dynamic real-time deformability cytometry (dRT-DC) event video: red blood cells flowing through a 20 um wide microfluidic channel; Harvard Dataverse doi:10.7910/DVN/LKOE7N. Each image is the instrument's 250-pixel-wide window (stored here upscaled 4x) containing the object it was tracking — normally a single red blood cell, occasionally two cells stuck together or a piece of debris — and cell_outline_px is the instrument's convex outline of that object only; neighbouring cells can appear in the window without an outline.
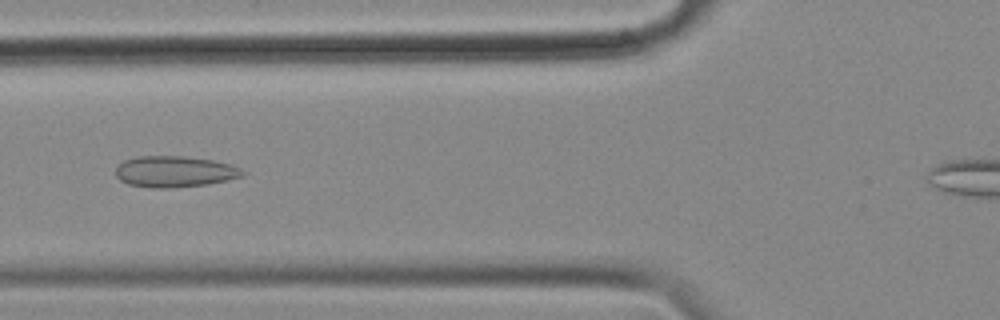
{"species": "common noctule bat (a hibernating species)", "species_latin": "Nyctalus noctula", "temperature_condition": "cold", "stored_images_in_passage": 49, "camera_frame_rate_fps": 3000, "um_per_image_px": 0.085, "animal": {"sex": "female", "body_mass_g": 18.4}, "frame": {"image": 1, "passage_image": 20, "time_ms": 6.333, "image_size_px": [1000, 320], "cell_outline_px": [[248, 172], [244, 176], [228, 180], [208, 184], [172, 188], [152, 188], [128, 184], [120, 180], [116, 176], [116, 168], [124, 160], [136, 156], [184, 156], [212, 160], [232, 164]], "centroid_in_image_um": [14.88, 14.59], "position_along_channel_um": 110.9, "area_um2": 23.29}}
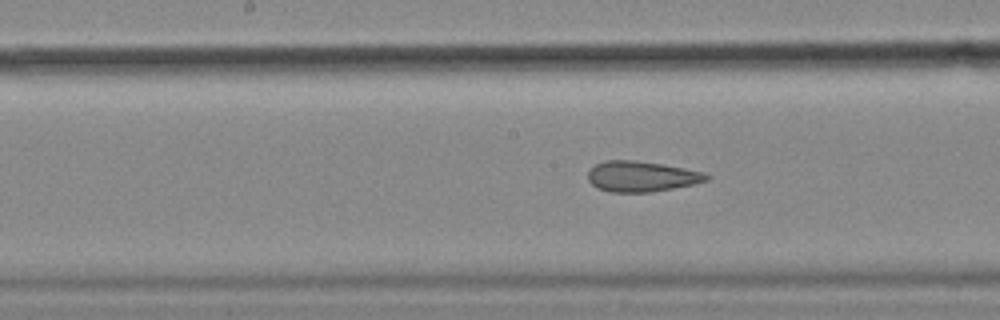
{"frame": {"image": 2, "passage_image": 27, "time_ms": 8.667, "image_size_px": [1000, 320], "cell_outline_px": [[712, 176], [708, 180], [696, 184], [648, 192], [608, 192], [596, 188], [588, 180], [588, 172], [596, 164], [604, 160], [632, 160], [664, 164], [704, 172]], "centroid_in_image_um": [54.54, 14.99], "position_along_channel_um": 193.7, "area_um2": 21.21}}
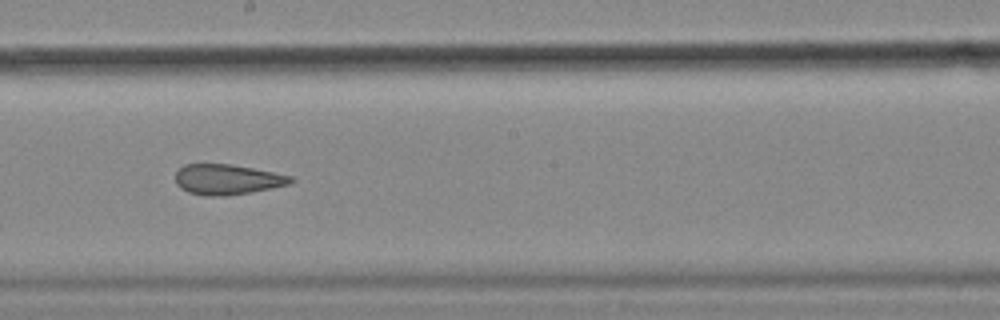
{"frame": {"image": 3, "passage_image": 30, "time_ms": 9.667, "image_size_px": [1000, 320], "cell_outline_px": [[296, 180], [288, 184], [272, 188], [252, 192], [228, 196], [204, 196], [188, 192], [180, 188], [176, 184], [176, 172], [184, 164], [232, 164], [292, 176]], "centroid_in_image_um": [19.3, 15.26], "position_along_channel_um": 228.9, "area_um2": 20.46}}